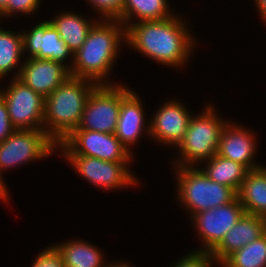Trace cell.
<instances>
[{
    "mask_svg": "<svg viewBox=\"0 0 266 267\" xmlns=\"http://www.w3.org/2000/svg\"><path fill=\"white\" fill-rule=\"evenodd\" d=\"M189 28L180 18L140 21L125 28V42L154 61L171 66L183 67L197 43Z\"/></svg>",
    "mask_w": 266,
    "mask_h": 267,
    "instance_id": "obj_1",
    "label": "cell"
},
{
    "mask_svg": "<svg viewBox=\"0 0 266 267\" xmlns=\"http://www.w3.org/2000/svg\"><path fill=\"white\" fill-rule=\"evenodd\" d=\"M121 41H125V26L119 20H97L82 47L73 55L69 65L70 76L99 84H113L110 76L119 56Z\"/></svg>",
    "mask_w": 266,
    "mask_h": 267,
    "instance_id": "obj_2",
    "label": "cell"
},
{
    "mask_svg": "<svg viewBox=\"0 0 266 267\" xmlns=\"http://www.w3.org/2000/svg\"><path fill=\"white\" fill-rule=\"evenodd\" d=\"M98 84L69 76L45 97L44 130L58 146L77 129L92 90Z\"/></svg>",
    "mask_w": 266,
    "mask_h": 267,
    "instance_id": "obj_3",
    "label": "cell"
},
{
    "mask_svg": "<svg viewBox=\"0 0 266 267\" xmlns=\"http://www.w3.org/2000/svg\"><path fill=\"white\" fill-rule=\"evenodd\" d=\"M177 195L191 217L202 211L232 202L237 193L230 187L210 180L195 166H175Z\"/></svg>",
    "mask_w": 266,
    "mask_h": 267,
    "instance_id": "obj_4",
    "label": "cell"
},
{
    "mask_svg": "<svg viewBox=\"0 0 266 267\" xmlns=\"http://www.w3.org/2000/svg\"><path fill=\"white\" fill-rule=\"evenodd\" d=\"M227 123L217 115L212 104L192 116L188 129L177 148L180 157L175 166H194L217 154L221 133ZM180 158V159H179Z\"/></svg>",
    "mask_w": 266,
    "mask_h": 267,
    "instance_id": "obj_5",
    "label": "cell"
},
{
    "mask_svg": "<svg viewBox=\"0 0 266 267\" xmlns=\"http://www.w3.org/2000/svg\"><path fill=\"white\" fill-rule=\"evenodd\" d=\"M57 145L48 137L44 129H16L12 135L0 143V200H9L8 190L2 172L21 164L52 155Z\"/></svg>",
    "mask_w": 266,
    "mask_h": 267,
    "instance_id": "obj_6",
    "label": "cell"
},
{
    "mask_svg": "<svg viewBox=\"0 0 266 267\" xmlns=\"http://www.w3.org/2000/svg\"><path fill=\"white\" fill-rule=\"evenodd\" d=\"M62 155H83L111 162H130V151L115 134L76 129L58 146Z\"/></svg>",
    "mask_w": 266,
    "mask_h": 267,
    "instance_id": "obj_7",
    "label": "cell"
},
{
    "mask_svg": "<svg viewBox=\"0 0 266 267\" xmlns=\"http://www.w3.org/2000/svg\"><path fill=\"white\" fill-rule=\"evenodd\" d=\"M121 106V85L99 84L91 92L77 129L115 134Z\"/></svg>",
    "mask_w": 266,
    "mask_h": 267,
    "instance_id": "obj_8",
    "label": "cell"
},
{
    "mask_svg": "<svg viewBox=\"0 0 266 267\" xmlns=\"http://www.w3.org/2000/svg\"><path fill=\"white\" fill-rule=\"evenodd\" d=\"M0 96L16 129H44L45 98L41 94L13 78L8 88L0 89Z\"/></svg>",
    "mask_w": 266,
    "mask_h": 267,
    "instance_id": "obj_9",
    "label": "cell"
},
{
    "mask_svg": "<svg viewBox=\"0 0 266 267\" xmlns=\"http://www.w3.org/2000/svg\"><path fill=\"white\" fill-rule=\"evenodd\" d=\"M70 165L84 179L96 187L111 190L139 183L129 170V162L104 161L83 155H64Z\"/></svg>",
    "mask_w": 266,
    "mask_h": 267,
    "instance_id": "obj_10",
    "label": "cell"
},
{
    "mask_svg": "<svg viewBox=\"0 0 266 267\" xmlns=\"http://www.w3.org/2000/svg\"><path fill=\"white\" fill-rule=\"evenodd\" d=\"M244 213L245 210L236 197L228 204L194 214L191 221L204 244V248L197 250L211 252Z\"/></svg>",
    "mask_w": 266,
    "mask_h": 267,
    "instance_id": "obj_11",
    "label": "cell"
},
{
    "mask_svg": "<svg viewBox=\"0 0 266 267\" xmlns=\"http://www.w3.org/2000/svg\"><path fill=\"white\" fill-rule=\"evenodd\" d=\"M192 116L183 103L178 100L167 101L160 106L148 123L149 137L162 145L177 147L184 138Z\"/></svg>",
    "mask_w": 266,
    "mask_h": 267,
    "instance_id": "obj_12",
    "label": "cell"
},
{
    "mask_svg": "<svg viewBox=\"0 0 266 267\" xmlns=\"http://www.w3.org/2000/svg\"><path fill=\"white\" fill-rule=\"evenodd\" d=\"M22 36L23 53L27 50L30 54L27 58L53 60L69 69L65 61L70 56L73 59V54L49 20L40 22L30 31L22 32Z\"/></svg>",
    "mask_w": 266,
    "mask_h": 267,
    "instance_id": "obj_13",
    "label": "cell"
},
{
    "mask_svg": "<svg viewBox=\"0 0 266 267\" xmlns=\"http://www.w3.org/2000/svg\"><path fill=\"white\" fill-rule=\"evenodd\" d=\"M69 76V69L60 62L27 58L23 65L18 67V72L14 75V78H18L45 98Z\"/></svg>",
    "mask_w": 266,
    "mask_h": 267,
    "instance_id": "obj_14",
    "label": "cell"
},
{
    "mask_svg": "<svg viewBox=\"0 0 266 267\" xmlns=\"http://www.w3.org/2000/svg\"><path fill=\"white\" fill-rule=\"evenodd\" d=\"M142 105L138 94L121 84V106L115 136L130 152V146L137 143L143 133L150 136V125L145 124Z\"/></svg>",
    "mask_w": 266,
    "mask_h": 267,
    "instance_id": "obj_15",
    "label": "cell"
},
{
    "mask_svg": "<svg viewBox=\"0 0 266 267\" xmlns=\"http://www.w3.org/2000/svg\"><path fill=\"white\" fill-rule=\"evenodd\" d=\"M230 122L228 121L223 127L217 154L241 163L248 170L263 167L253 161L254 155L256 154L257 142L254 139L255 136L252 131Z\"/></svg>",
    "mask_w": 266,
    "mask_h": 267,
    "instance_id": "obj_16",
    "label": "cell"
},
{
    "mask_svg": "<svg viewBox=\"0 0 266 267\" xmlns=\"http://www.w3.org/2000/svg\"><path fill=\"white\" fill-rule=\"evenodd\" d=\"M265 233L266 218L244 213L210 254L218 265H221L231 254L260 238Z\"/></svg>",
    "mask_w": 266,
    "mask_h": 267,
    "instance_id": "obj_17",
    "label": "cell"
},
{
    "mask_svg": "<svg viewBox=\"0 0 266 267\" xmlns=\"http://www.w3.org/2000/svg\"><path fill=\"white\" fill-rule=\"evenodd\" d=\"M237 197L245 213L266 218V166L247 172Z\"/></svg>",
    "mask_w": 266,
    "mask_h": 267,
    "instance_id": "obj_18",
    "label": "cell"
},
{
    "mask_svg": "<svg viewBox=\"0 0 266 267\" xmlns=\"http://www.w3.org/2000/svg\"><path fill=\"white\" fill-rule=\"evenodd\" d=\"M49 21L57 29L61 40L73 55L82 47L89 31L97 22H92L82 15L70 11H64Z\"/></svg>",
    "mask_w": 266,
    "mask_h": 267,
    "instance_id": "obj_19",
    "label": "cell"
},
{
    "mask_svg": "<svg viewBox=\"0 0 266 267\" xmlns=\"http://www.w3.org/2000/svg\"><path fill=\"white\" fill-rule=\"evenodd\" d=\"M62 257L64 267H104V254L90 242L70 240L53 245Z\"/></svg>",
    "mask_w": 266,
    "mask_h": 267,
    "instance_id": "obj_20",
    "label": "cell"
},
{
    "mask_svg": "<svg viewBox=\"0 0 266 267\" xmlns=\"http://www.w3.org/2000/svg\"><path fill=\"white\" fill-rule=\"evenodd\" d=\"M168 5L167 0H124L123 12L118 20L126 28L136 19L138 22L167 19L175 15Z\"/></svg>",
    "mask_w": 266,
    "mask_h": 267,
    "instance_id": "obj_21",
    "label": "cell"
},
{
    "mask_svg": "<svg viewBox=\"0 0 266 267\" xmlns=\"http://www.w3.org/2000/svg\"><path fill=\"white\" fill-rule=\"evenodd\" d=\"M205 169H201L212 181L232 188L236 193L239 191L242 182L249 171L241 163L224 158L215 154L212 158L205 161Z\"/></svg>",
    "mask_w": 266,
    "mask_h": 267,
    "instance_id": "obj_22",
    "label": "cell"
},
{
    "mask_svg": "<svg viewBox=\"0 0 266 267\" xmlns=\"http://www.w3.org/2000/svg\"><path fill=\"white\" fill-rule=\"evenodd\" d=\"M22 32L14 33L0 27V79L16 69L23 57Z\"/></svg>",
    "mask_w": 266,
    "mask_h": 267,
    "instance_id": "obj_23",
    "label": "cell"
},
{
    "mask_svg": "<svg viewBox=\"0 0 266 267\" xmlns=\"http://www.w3.org/2000/svg\"><path fill=\"white\" fill-rule=\"evenodd\" d=\"M220 267H266V233L231 254Z\"/></svg>",
    "mask_w": 266,
    "mask_h": 267,
    "instance_id": "obj_24",
    "label": "cell"
},
{
    "mask_svg": "<svg viewBox=\"0 0 266 267\" xmlns=\"http://www.w3.org/2000/svg\"><path fill=\"white\" fill-rule=\"evenodd\" d=\"M101 16V20H118L123 12L124 0H86Z\"/></svg>",
    "mask_w": 266,
    "mask_h": 267,
    "instance_id": "obj_25",
    "label": "cell"
},
{
    "mask_svg": "<svg viewBox=\"0 0 266 267\" xmlns=\"http://www.w3.org/2000/svg\"><path fill=\"white\" fill-rule=\"evenodd\" d=\"M213 264L218 265L210 252L195 250L187 254L186 257L181 258L172 267H213Z\"/></svg>",
    "mask_w": 266,
    "mask_h": 267,
    "instance_id": "obj_26",
    "label": "cell"
},
{
    "mask_svg": "<svg viewBox=\"0 0 266 267\" xmlns=\"http://www.w3.org/2000/svg\"><path fill=\"white\" fill-rule=\"evenodd\" d=\"M40 2V0H9L7 7L0 13V19L12 16L13 14H33L40 8Z\"/></svg>",
    "mask_w": 266,
    "mask_h": 267,
    "instance_id": "obj_27",
    "label": "cell"
},
{
    "mask_svg": "<svg viewBox=\"0 0 266 267\" xmlns=\"http://www.w3.org/2000/svg\"><path fill=\"white\" fill-rule=\"evenodd\" d=\"M31 267H64V263L58 250L51 245L37 255Z\"/></svg>",
    "mask_w": 266,
    "mask_h": 267,
    "instance_id": "obj_28",
    "label": "cell"
},
{
    "mask_svg": "<svg viewBox=\"0 0 266 267\" xmlns=\"http://www.w3.org/2000/svg\"><path fill=\"white\" fill-rule=\"evenodd\" d=\"M16 128L12 125L6 103L0 96V143L14 133Z\"/></svg>",
    "mask_w": 266,
    "mask_h": 267,
    "instance_id": "obj_29",
    "label": "cell"
},
{
    "mask_svg": "<svg viewBox=\"0 0 266 267\" xmlns=\"http://www.w3.org/2000/svg\"><path fill=\"white\" fill-rule=\"evenodd\" d=\"M255 6L258 7L259 14L266 24V0H254Z\"/></svg>",
    "mask_w": 266,
    "mask_h": 267,
    "instance_id": "obj_30",
    "label": "cell"
},
{
    "mask_svg": "<svg viewBox=\"0 0 266 267\" xmlns=\"http://www.w3.org/2000/svg\"><path fill=\"white\" fill-rule=\"evenodd\" d=\"M104 267H131V266H129V264H126L125 262L124 263H122V262H120V263H118V262L117 263L110 262V263H107V264L105 262Z\"/></svg>",
    "mask_w": 266,
    "mask_h": 267,
    "instance_id": "obj_31",
    "label": "cell"
},
{
    "mask_svg": "<svg viewBox=\"0 0 266 267\" xmlns=\"http://www.w3.org/2000/svg\"><path fill=\"white\" fill-rule=\"evenodd\" d=\"M9 0H0V13L7 7Z\"/></svg>",
    "mask_w": 266,
    "mask_h": 267,
    "instance_id": "obj_32",
    "label": "cell"
}]
</instances>
